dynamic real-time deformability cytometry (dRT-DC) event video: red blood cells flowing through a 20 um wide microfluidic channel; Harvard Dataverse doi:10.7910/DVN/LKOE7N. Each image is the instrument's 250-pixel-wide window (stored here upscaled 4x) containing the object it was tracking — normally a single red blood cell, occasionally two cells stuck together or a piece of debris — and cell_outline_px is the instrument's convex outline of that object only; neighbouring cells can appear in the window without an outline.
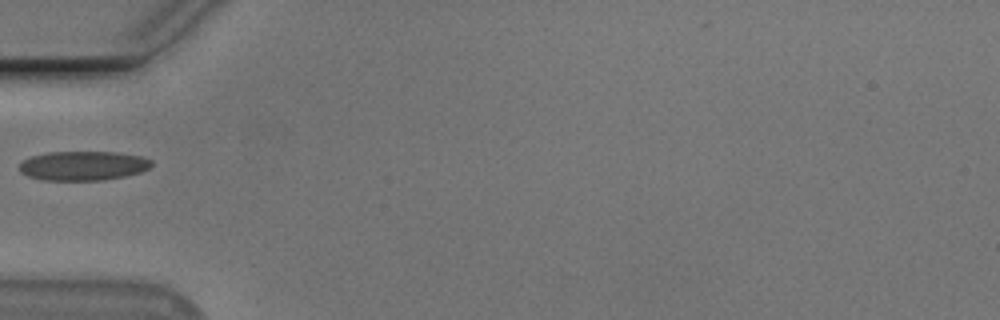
{"species": "Egyptian fruit bat (a non-hibernating species)", "species_latin": "Rousettus aegyptiacus", "temperature_condition": "cold", "stored_images_in_passage": 37, "camera_frame_rate_fps": 3000, "um_per_image_px": 0.085, "animal": {"sex": "male"}, "frame": {"image": 1, "passage_image": 1, "time_ms": 0.0, "image_size_px": [1000, 320], "cell_outline_px": [[152, 164], [148, 168], [140, 172], [124, 176], [104, 180], [44, 180], [28, 176], [20, 172], [20, 160], [32, 156], [48, 152], [116, 152], [140, 156], [152, 160]], "centroid_in_image_um": [7.04, 14.08], "position_along_channel_um": 78.0, "area_um2": 22.54}}